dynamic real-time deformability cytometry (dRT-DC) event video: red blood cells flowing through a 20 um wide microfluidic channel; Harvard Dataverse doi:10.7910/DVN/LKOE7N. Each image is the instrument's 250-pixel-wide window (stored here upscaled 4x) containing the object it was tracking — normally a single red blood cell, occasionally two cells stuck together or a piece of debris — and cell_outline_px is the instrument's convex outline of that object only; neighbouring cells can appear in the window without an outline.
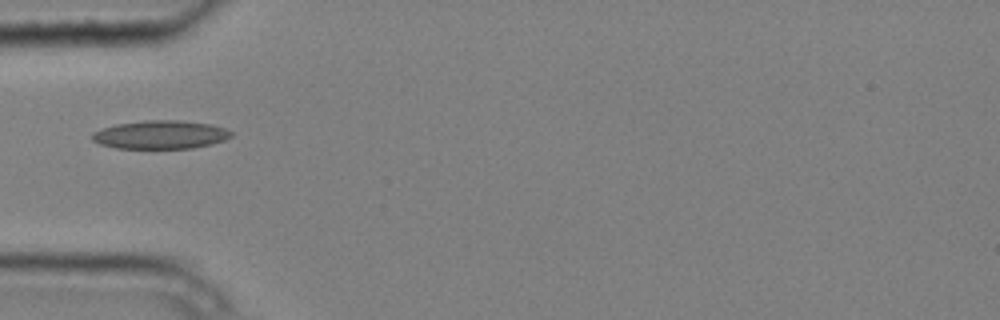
{"species": "common noctule bat (a hibernating species)", "species_latin": "Nyctalus noctula", "temperature_condition": "cold", "stored_images_in_passage": 5, "camera_frame_rate_fps": 3000, "um_per_image_px": 0.085, "animal": {"sex": "male", "body_mass_g": 20.4}, "frame": {"image": 1, "passage_image": 5, "time_ms": 1.333, "image_size_px": [1000, 320], "cell_outline_px": [[232, 136], [224, 140], [212, 144], [192, 148], [116, 148], [100, 144], [92, 140], [92, 132], [116, 124], [148, 120], [176, 120], [212, 124], [224, 128], [232, 132]], "centroid_in_image_um": [13.65, 11.45], "position_along_channel_um": 71.3, "area_um2": 22.89}}